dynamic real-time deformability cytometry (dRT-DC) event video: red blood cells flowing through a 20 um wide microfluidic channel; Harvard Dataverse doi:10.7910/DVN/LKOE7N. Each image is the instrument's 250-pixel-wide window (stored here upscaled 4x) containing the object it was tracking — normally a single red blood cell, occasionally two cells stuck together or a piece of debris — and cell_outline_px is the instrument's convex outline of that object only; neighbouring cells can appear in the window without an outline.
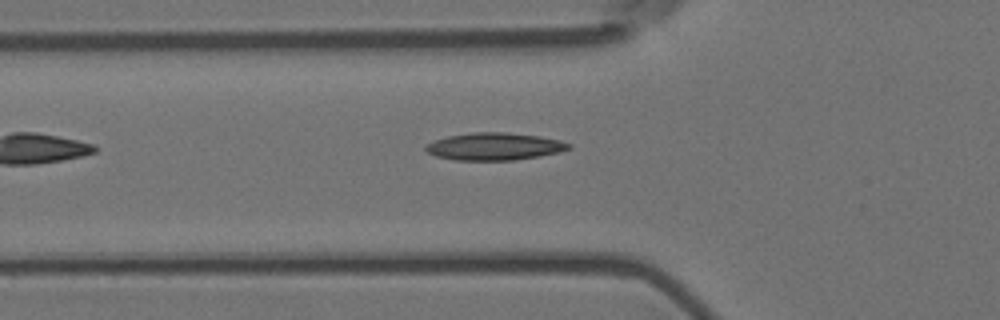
{"species": "Egyptian fruit bat (a non-hibernating species)", "species_latin": "Rousettus aegyptiacus", "temperature_condition": "room temperature", "stored_images_in_passage": 2, "camera_frame_rate_fps": 3000, "um_per_image_px": 0.085, "animal": {"sex": "female"}, "frame": {"image": 1, "passage_image": 2, "time_ms": 0.333, "image_size_px": [1000, 320], "cell_outline_px": [[572, 148], [560, 152], [540, 156], [516, 160], [456, 160], [436, 156], [428, 152], [424, 148], [432, 140], [448, 136], [472, 132], [504, 132], [540, 136], [560, 140], [572, 144]], "centroid_in_image_um": [42.06, 12.45], "position_along_channel_um": 83.7, "area_um2": 22.95}}